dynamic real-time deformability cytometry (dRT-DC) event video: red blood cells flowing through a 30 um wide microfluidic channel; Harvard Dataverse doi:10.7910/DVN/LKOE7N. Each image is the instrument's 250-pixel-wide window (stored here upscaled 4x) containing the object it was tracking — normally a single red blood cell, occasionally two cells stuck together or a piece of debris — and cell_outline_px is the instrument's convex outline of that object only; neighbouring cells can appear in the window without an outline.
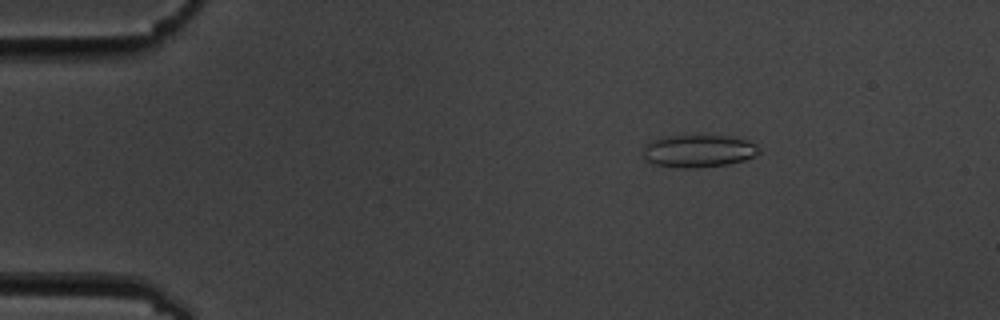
{"species": "common noctule bat (a hibernating species)", "species_latin": "Nyctalus noctula", "temperature_condition": "cold", "stored_images_in_passage": 55, "camera_frame_rate_fps": 3000, "um_per_image_px": 0.085, "animal": {"sex": "male", "body_mass_g": 19.5, "forearm_length_mm": 54.6}, "frame": {"image": 1, "passage_image": 8, "time_ms": 2.333, "image_size_px": [1000, 320], "cell_outline_px": [[760, 152], [756, 156], [744, 160], [728, 164], [696, 168], [680, 168], [652, 164], [644, 156], [644, 144], [660, 136], [696, 132], [728, 136], [744, 140], [756, 144], [760, 148]], "centroid_in_image_um": [59.35, 12.78], "position_along_channel_um": 25.7, "area_um2": 23.0}}
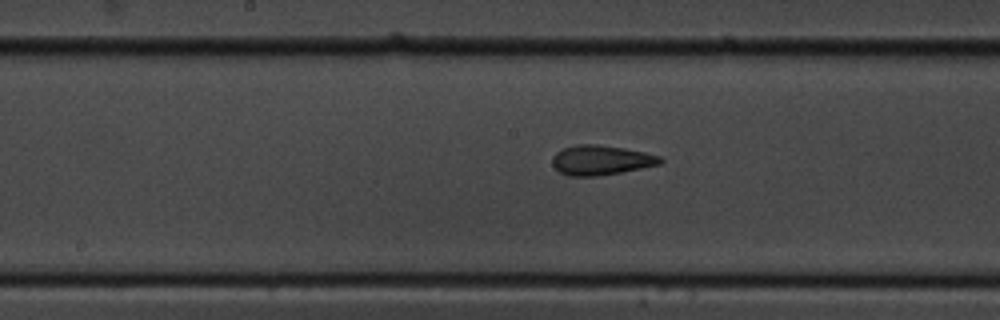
{"frame": {"image": 2, "passage_image": 28, "time_ms": 9.0, "image_size_px": [1000, 320], "cell_outline_px": [[664, 160], [660, 164], [620, 172], [596, 176], [568, 176], [560, 172], [552, 164], [552, 156], [556, 152], [564, 148], [576, 144], [600, 144], [624, 148], [644, 152], [660, 156]], "centroid_in_image_um": [51.06, 13.6], "position_along_channel_um": 197.1, "area_um2": 18.67}}
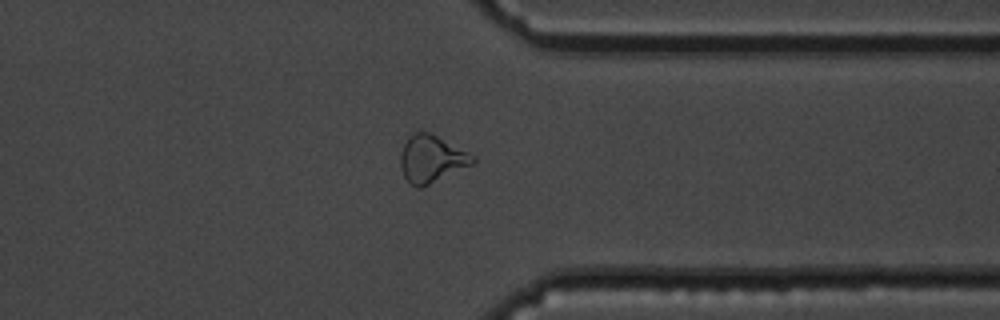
{"frame": {"image": 3, "passage_image": 43, "time_ms": 14.0, "image_size_px": [1000, 320], "cell_outline_px": [[476, 164], [420, 188], [416, 188], [404, 176], [400, 168], [400, 152], [408, 136], [416, 132], [428, 132], [476, 156]], "centroid_in_image_um": [36.69, 13.52], "position_along_channel_um": 374.7, "area_um2": 19.94}, "authors_computed_cell_mechanics": {"area_um2": 19.652, "velocity_mm_per_s": 3.6128, "shape_relaxation_time_tau1_ms": null, "shape_relaxation_time_tau2_ms": 2.3883, "deformation_change_tau1": null, "deformation_change_tau2": 0.0945}}